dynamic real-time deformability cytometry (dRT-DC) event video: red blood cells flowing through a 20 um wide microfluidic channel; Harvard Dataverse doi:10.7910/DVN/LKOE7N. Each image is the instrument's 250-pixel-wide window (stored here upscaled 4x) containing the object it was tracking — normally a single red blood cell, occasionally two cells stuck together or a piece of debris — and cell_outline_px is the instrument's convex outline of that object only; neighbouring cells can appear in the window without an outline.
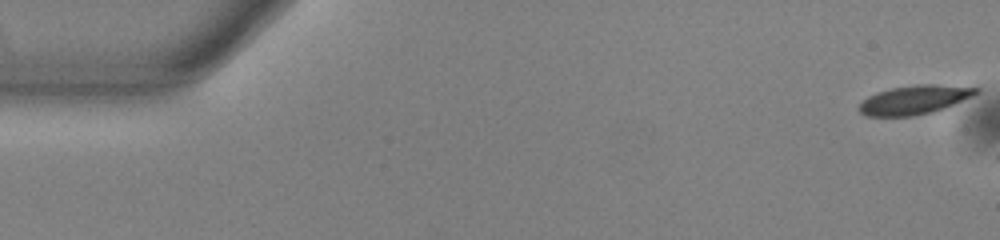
{"species": "common noctule bat (a hibernating species)", "species_latin": "Nyctalus noctula", "temperature_condition": "warm", "stored_images_in_passage": 44, "camera_frame_rate_fps": 3000, "um_per_image_px": 0.085, "animal": {"sex": "male", "body_mass_g": 13.0, "forearm_length_mm": 53.1}, "frame": {"image": 1, "passage_image": 1, "time_ms": 0.0, "image_size_px": [1000, 240], "cell_outline_px": [[980, 92], [972, 96], [944, 108], [932, 112], [912, 116], [864, 116], [856, 108], [868, 96], [876, 92], [892, 88], [916, 84], [936, 84], [980, 88]], "centroid_in_image_um": [77.7, 8.48], "position_along_channel_um": 7.3, "area_um2": 19.71}}
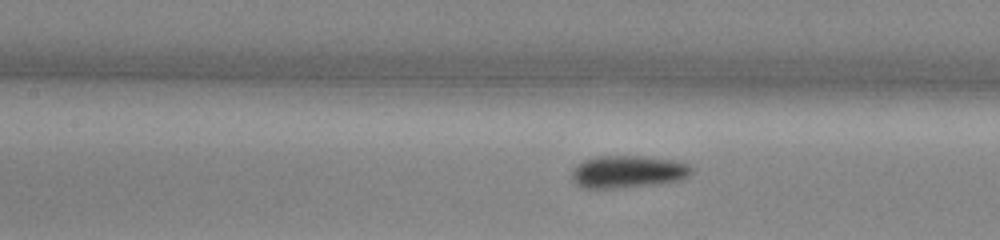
{"frame": {"image": 2, "passage_image": 24, "time_ms": 7.667, "image_size_px": [1000, 240], "cell_outline_px": [[692, 172], [688, 176], [680, 180], [616, 188], [580, 188], [572, 180], [572, 168], [584, 160], [596, 156], [636, 156], [672, 160], [688, 164], [692, 168]], "centroid_in_image_um": [53.3, 14.59], "position_along_channel_um": 154.1, "area_um2": 22.31}}
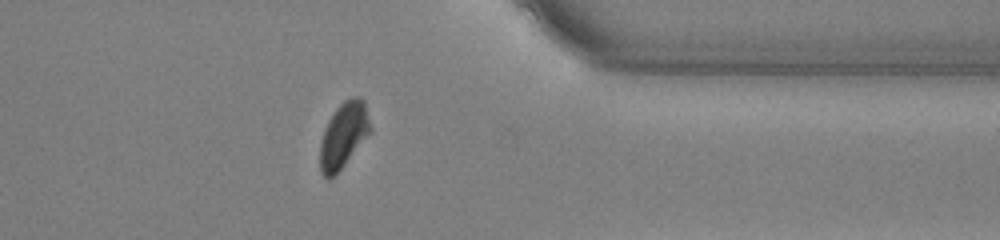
{"frame": {"image": 3, "passage_image": 43, "time_ms": 14.0, "image_size_px": [1000, 240], "cell_outline_px": [[372, 132], [336, 176], [328, 180], [320, 172], [320, 140], [324, 128], [328, 120], [336, 108], [344, 100], [352, 96], [360, 96], [364, 100], [372, 128]], "centroid_in_image_um": [29.21, 11.51], "position_along_channel_um": 382.2, "area_um2": 19.83}}